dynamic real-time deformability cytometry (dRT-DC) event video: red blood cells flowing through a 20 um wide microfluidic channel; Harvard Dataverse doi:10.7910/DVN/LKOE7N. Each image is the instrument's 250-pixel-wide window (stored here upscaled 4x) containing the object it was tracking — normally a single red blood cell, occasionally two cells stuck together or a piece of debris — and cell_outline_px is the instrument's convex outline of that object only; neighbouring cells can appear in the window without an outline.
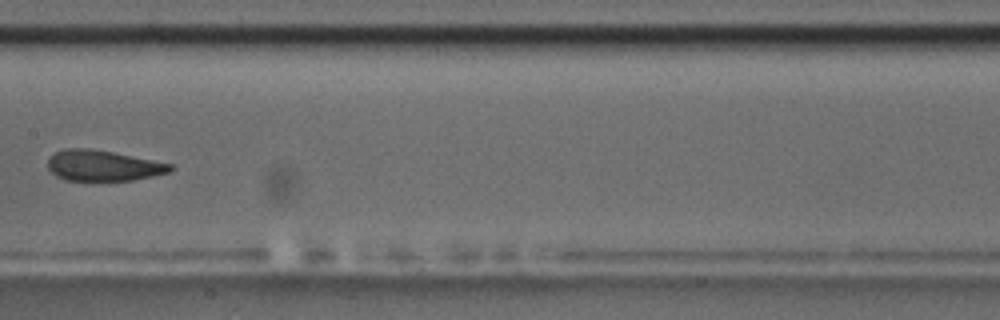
{"species": "common noctule bat (a hibernating species)", "species_latin": "Nyctalus noctula", "temperature_condition": "room temperature", "stored_images_in_passage": 15, "camera_frame_rate_fps": 3000, "um_per_image_px": 0.085, "animal": {"sex": "male", "body_mass_g": 17.5, "forearm_length_mm": 52.3}, "frame": {"image": 1, "passage_image": 7, "time_ms": 8.0, "image_size_px": [1000, 320], "cell_outline_px": [[176, 168], [172, 172], [132, 180], [64, 180], [56, 176], [48, 168], [48, 156], [56, 152], [68, 148], [88, 148], [112, 152], [172, 164]], "centroid_in_image_um": [8.77, 14.08], "position_along_channel_um": 198.6, "area_um2": 21.85}, "authors_computed_cell_mechanics": {"area_um2": 23.1778, "velocity_mm_per_s": 3.5157, "shape_relaxation_time_tau1_ms": 3.6258, "shape_relaxation_time_tau2_ms": null, "deformation_change_tau1": 0.1029, "deformation_change_tau2": null}}